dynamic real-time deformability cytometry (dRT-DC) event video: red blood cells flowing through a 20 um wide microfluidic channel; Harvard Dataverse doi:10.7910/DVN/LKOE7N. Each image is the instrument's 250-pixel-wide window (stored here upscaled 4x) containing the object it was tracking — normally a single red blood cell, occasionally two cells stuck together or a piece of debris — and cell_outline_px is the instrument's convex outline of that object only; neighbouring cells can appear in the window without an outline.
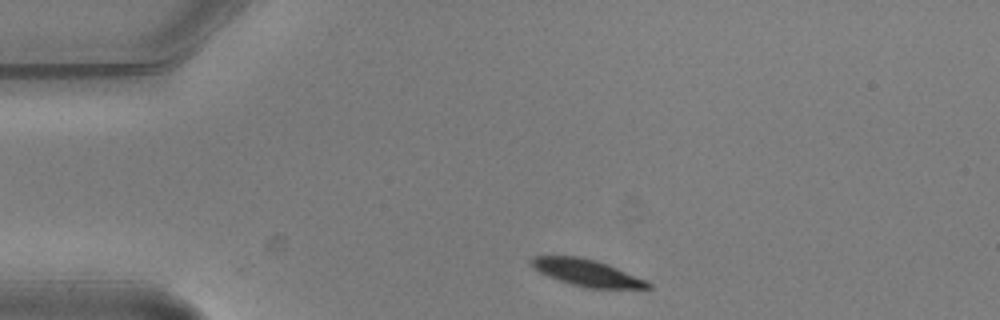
{"species": "common noctule bat (a hibernating species)", "species_latin": "Nyctalus noctula", "temperature_condition": "warm", "stored_images_in_passage": 2, "camera_frame_rate_fps": 3000, "um_per_image_px": 0.085, "animal": {"sex": "male", "body_mass_g": 20.5, "forearm_length_mm": 52.5}, "frame": {"image": 1, "passage_image": 1, "time_ms": 0.0, "image_size_px": [1000, 320], "cell_outline_px": [[652, 288], [584, 288], [548, 276], [532, 268], [528, 260], [536, 256], [580, 256], [596, 260], [608, 264], [648, 280], [652, 284]], "centroid_in_image_um": [49.9, 23.18], "position_along_channel_um": 35.1, "area_um2": 18.32}}